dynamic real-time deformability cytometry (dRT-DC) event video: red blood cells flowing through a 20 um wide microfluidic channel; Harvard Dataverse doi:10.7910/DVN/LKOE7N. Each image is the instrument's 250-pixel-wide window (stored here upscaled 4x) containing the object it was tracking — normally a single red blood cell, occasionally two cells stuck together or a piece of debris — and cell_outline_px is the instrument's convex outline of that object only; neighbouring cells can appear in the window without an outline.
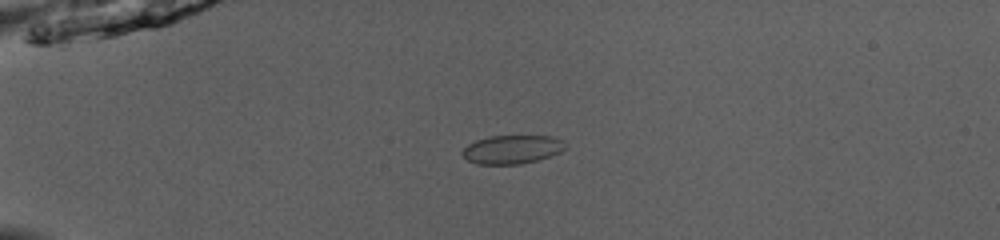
{"species": "common noctule bat (a hibernating species)", "species_latin": "Nyctalus noctula", "temperature_condition": "room temperature", "stored_images_in_passage": 52, "camera_frame_rate_fps": 3000, "um_per_image_px": 0.085, "animal": {"sex": "male", "body_mass_g": 13.0, "forearm_length_mm": 53.1}, "frame": {"image": 1, "passage_image": 15, "time_ms": 4.667, "image_size_px": [1000, 240], "cell_outline_px": [[568, 148], [560, 152], [536, 160], [520, 164], [476, 164], [468, 160], [460, 152], [468, 144], [476, 140], [488, 136], [552, 136], [564, 140], [568, 144]], "centroid_in_image_um": [43.56, 12.69], "position_along_channel_um": 41.4, "area_um2": 17.28}}
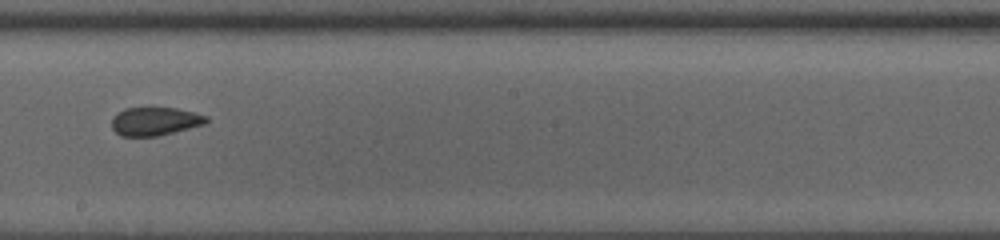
{"frame": {"image": 2, "passage_image": 32, "time_ms": 10.333, "image_size_px": [1000, 240], "cell_outline_px": [[208, 120], [204, 124], [156, 136], [120, 136], [112, 128], [112, 116], [124, 108], [176, 108], [208, 116]], "centroid_in_image_um": [13.13, 10.3], "position_along_channel_um": 235.1, "area_um2": 15.43}}
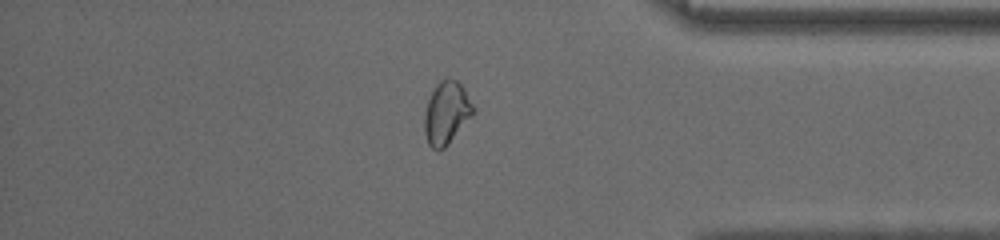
{"frame": {"image": 3, "passage_image": 45, "time_ms": 14.667, "image_size_px": [1000, 240], "cell_outline_px": [[476, 112], [448, 144], [444, 148], [432, 148], [428, 144], [424, 132], [424, 112], [428, 100], [436, 84], [440, 80], [456, 80], [460, 84], [476, 108]], "centroid_in_image_um": [37.96, 9.61], "position_along_channel_um": 397.2, "area_um2": 17.69}, "authors_computed_cell_mechanics": {"area_um2": 17.34, "velocity_mm_per_s": 4.069, "shape_relaxation_time_tau1_ms": null, "shape_relaxation_time_tau2_ms": 1.72, "deformation_change_tau1": null, "deformation_change_tau2": 0.0469}}